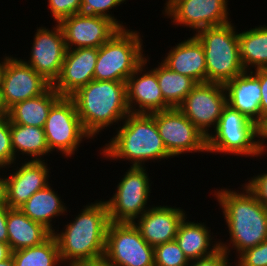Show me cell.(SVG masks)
I'll list each match as a JSON object with an SVG mask.
<instances>
[{
	"label": "cell",
	"mask_w": 267,
	"mask_h": 266,
	"mask_svg": "<svg viewBox=\"0 0 267 266\" xmlns=\"http://www.w3.org/2000/svg\"><path fill=\"white\" fill-rule=\"evenodd\" d=\"M168 153L208 152L206 136L178 109L170 108L151 113Z\"/></svg>",
	"instance_id": "obj_11"
},
{
	"label": "cell",
	"mask_w": 267,
	"mask_h": 266,
	"mask_svg": "<svg viewBox=\"0 0 267 266\" xmlns=\"http://www.w3.org/2000/svg\"><path fill=\"white\" fill-rule=\"evenodd\" d=\"M4 177H0V206H7L8 204V185L6 175Z\"/></svg>",
	"instance_id": "obj_41"
},
{
	"label": "cell",
	"mask_w": 267,
	"mask_h": 266,
	"mask_svg": "<svg viewBox=\"0 0 267 266\" xmlns=\"http://www.w3.org/2000/svg\"><path fill=\"white\" fill-rule=\"evenodd\" d=\"M165 5L163 14L176 25L192 28L194 33L232 22L228 18V0H167Z\"/></svg>",
	"instance_id": "obj_14"
},
{
	"label": "cell",
	"mask_w": 267,
	"mask_h": 266,
	"mask_svg": "<svg viewBox=\"0 0 267 266\" xmlns=\"http://www.w3.org/2000/svg\"><path fill=\"white\" fill-rule=\"evenodd\" d=\"M117 184L112 198L105 201L110 222L134 223L149 206L150 179L144 167L131 166ZM147 207V208H146Z\"/></svg>",
	"instance_id": "obj_8"
},
{
	"label": "cell",
	"mask_w": 267,
	"mask_h": 266,
	"mask_svg": "<svg viewBox=\"0 0 267 266\" xmlns=\"http://www.w3.org/2000/svg\"><path fill=\"white\" fill-rule=\"evenodd\" d=\"M148 61L149 58L145 56L144 62L126 81L127 105L130 113L151 114L172 108L162 96L157 74L152 69L146 72L145 66Z\"/></svg>",
	"instance_id": "obj_17"
},
{
	"label": "cell",
	"mask_w": 267,
	"mask_h": 266,
	"mask_svg": "<svg viewBox=\"0 0 267 266\" xmlns=\"http://www.w3.org/2000/svg\"><path fill=\"white\" fill-rule=\"evenodd\" d=\"M142 41L140 32L119 29L98 48L94 80L126 82L144 62Z\"/></svg>",
	"instance_id": "obj_6"
},
{
	"label": "cell",
	"mask_w": 267,
	"mask_h": 266,
	"mask_svg": "<svg viewBox=\"0 0 267 266\" xmlns=\"http://www.w3.org/2000/svg\"><path fill=\"white\" fill-rule=\"evenodd\" d=\"M43 129L50 152L56 150L65 157L75 154L83 138L92 139L84 130L70 97H61L52 106Z\"/></svg>",
	"instance_id": "obj_10"
},
{
	"label": "cell",
	"mask_w": 267,
	"mask_h": 266,
	"mask_svg": "<svg viewBox=\"0 0 267 266\" xmlns=\"http://www.w3.org/2000/svg\"><path fill=\"white\" fill-rule=\"evenodd\" d=\"M260 88H261V122L267 117V69H260Z\"/></svg>",
	"instance_id": "obj_38"
},
{
	"label": "cell",
	"mask_w": 267,
	"mask_h": 266,
	"mask_svg": "<svg viewBox=\"0 0 267 266\" xmlns=\"http://www.w3.org/2000/svg\"><path fill=\"white\" fill-rule=\"evenodd\" d=\"M98 48L67 49L60 76L52 85L62 96L70 97L81 87L94 80Z\"/></svg>",
	"instance_id": "obj_18"
},
{
	"label": "cell",
	"mask_w": 267,
	"mask_h": 266,
	"mask_svg": "<svg viewBox=\"0 0 267 266\" xmlns=\"http://www.w3.org/2000/svg\"><path fill=\"white\" fill-rule=\"evenodd\" d=\"M103 262L107 266H154V247L134 223L109 222Z\"/></svg>",
	"instance_id": "obj_9"
},
{
	"label": "cell",
	"mask_w": 267,
	"mask_h": 266,
	"mask_svg": "<svg viewBox=\"0 0 267 266\" xmlns=\"http://www.w3.org/2000/svg\"><path fill=\"white\" fill-rule=\"evenodd\" d=\"M242 187V192L227 188L214 192L230 234V244L226 243L227 246L219 242V245L228 255L233 248L239 255L267 240V207L257 200L245 184Z\"/></svg>",
	"instance_id": "obj_2"
},
{
	"label": "cell",
	"mask_w": 267,
	"mask_h": 266,
	"mask_svg": "<svg viewBox=\"0 0 267 266\" xmlns=\"http://www.w3.org/2000/svg\"><path fill=\"white\" fill-rule=\"evenodd\" d=\"M126 2V0H82L81 11L82 14L102 16L113 21L120 29H125L123 22L117 20L113 14L109 13L112 7H116Z\"/></svg>",
	"instance_id": "obj_32"
},
{
	"label": "cell",
	"mask_w": 267,
	"mask_h": 266,
	"mask_svg": "<svg viewBox=\"0 0 267 266\" xmlns=\"http://www.w3.org/2000/svg\"><path fill=\"white\" fill-rule=\"evenodd\" d=\"M237 257L236 266H267V240L255 247L246 249Z\"/></svg>",
	"instance_id": "obj_34"
},
{
	"label": "cell",
	"mask_w": 267,
	"mask_h": 266,
	"mask_svg": "<svg viewBox=\"0 0 267 266\" xmlns=\"http://www.w3.org/2000/svg\"><path fill=\"white\" fill-rule=\"evenodd\" d=\"M10 134L15 158L21 152L22 156H32L31 161H42L44 155L51 153L43 128L10 123Z\"/></svg>",
	"instance_id": "obj_27"
},
{
	"label": "cell",
	"mask_w": 267,
	"mask_h": 266,
	"mask_svg": "<svg viewBox=\"0 0 267 266\" xmlns=\"http://www.w3.org/2000/svg\"><path fill=\"white\" fill-rule=\"evenodd\" d=\"M0 70L2 98L8 111L15 104L45 93L52 84L30 65L8 55Z\"/></svg>",
	"instance_id": "obj_12"
},
{
	"label": "cell",
	"mask_w": 267,
	"mask_h": 266,
	"mask_svg": "<svg viewBox=\"0 0 267 266\" xmlns=\"http://www.w3.org/2000/svg\"><path fill=\"white\" fill-rule=\"evenodd\" d=\"M15 266H60L59 247L52 234L43 243L12 252Z\"/></svg>",
	"instance_id": "obj_30"
},
{
	"label": "cell",
	"mask_w": 267,
	"mask_h": 266,
	"mask_svg": "<svg viewBox=\"0 0 267 266\" xmlns=\"http://www.w3.org/2000/svg\"><path fill=\"white\" fill-rule=\"evenodd\" d=\"M157 74L158 84L164 100L177 108L197 84L192 78L170 70L162 62L152 68Z\"/></svg>",
	"instance_id": "obj_29"
},
{
	"label": "cell",
	"mask_w": 267,
	"mask_h": 266,
	"mask_svg": "<svg viewBox=\"0 0 267 266\" xmlns=\"http://www.w3.org/2000/svg\"><path fill=\"white\" fill-rule=\"evenodd\" d=\"M227 105L225 86L218 83H197L177 107L205 136L215 129Z\"/></svg>",
	"instance_id": "obj_13"
},
{
	"label": "cell",
	"mask_w": 267,
	"mask_h": 266,
	"mask_svg": "<svg viewBox=\"0 0 267 266\" xmlns=\"http://www.w3.org/2000/svg\"><path fill=\"white\" fill-rule=\"evenodd\" d=\"M52 189L48 184L44 189L35 192L19 209L31 220L41 223L53 233L55 229L52 227L51 219L65 215L67 207L58 193Z\"/></svg>",
	"instance_id": "obj_26"
},
{
	"label": "cell",
	"mask_w": 267,
	"mask_h": 266,
	"mask_svg": "<svg viewBox=\"0 0 267 266\" xmlns=\"http://www.w3.org/2000/svg\"><path fill=\"white\" fill-rule=\"evenodd\" d=\"M213 132L215 134L211 131L207 137L209 153L245 157L262 155L258 145V126L229 105L224 107Z\"/></svg>",
	"instance_id": "obj_7"
},
{
	"label": "cell",
	"mask_w": 267,
	"mask_h": 266,
	"mask_svg": "<svg viewBox=\"0 0 267 266\" xmlns=\"http://www.w3.org/2000/svg\"><path fill=\"white\" fill-rule=\"evenodd\" d=\"M61 97L51 86L45 93L12 106L7 117L10 123L43 128L50 109Z\"/></svg>",
	"instance_id": "obj_25"
},
{
	"label": "cell",
	"mask_w": 267,
	"mask_h": 266,
	"mask_svg": "<svg viewBox=\"0 0 267 266\" xmlns=\"http://www.w3.org/2000/svg\"><path fill=\"white\" fill-rule=\"evenodd\" d=\"M7 206H0V242L7 243Z\"/></svg>",
	"instance_id": "obj_39"
},
{
	"label": "cell",
	"mask_w": 267,
	"mask_h": 266,
	"mask_svg": "<svg viewBox=\"0 0 267 266\" xmlns=\"http://www.w3.org/2000/svg\"><path fill=\"white\" fill-rule=\"evenodd\" d=\"M235 28L229 22L194 34L204 49L207 82L225 85L245 71L240 60L238 32Z\"/></svg>",
	"instance_id": "obj_5"
},
{
	"label": "cell",
	"mask_w": 267,
	"mask_h": 266,
	"mask_svg": "<svg viewBox=\"0 0 267 266\" xmlns=\"http://www.w3.org/2000/svg\"><path fill=\"white\" fill-rule=\"evenodd\" d=\"M68 266H107L103 261L98 263L71 264Z\"/></svg>",
	"instance_id": "obj_44"
},
{
	"label": "cell",
	"mask_w": 267,
	"mask_h": 266,
	"mask_svg": "<svg viewBox=\"0 0 267 266\" xmlns=\"http://www.w3.org/2000/svg\"><path fill=\"white\" fill-rule=\"evenodd\" d=\"M82 0H48L49 9L56 23L62 19L80 13Z\"/></svg>",
	"instance_id": "obj_35"
},
{
	"label": "cell",
	"mask_w": 267,
	"mask_h": 266,
	"mask_svg": "<svg viewBox=\"0 0 267 266\" xmlns=\"http://www.w3.org/2000/svg\"><path fill=\"white\" fill-rule=\"evenodd\" d=\"M245 185L257 200L267 207V173L253 176Z\"/></svg>",
	"instance_id": "obj_36"
},
{
	"label": "cell",
	"mask_w": 267,
	"mask_h": 266,
	"mask_svg": "<svg viewBox=\"0 0 267 266\" xmlns=\"http://www.w3.org/2000/svg\"><path fill=\"white\" fill-rule=\"evenodd\" d=\"M84 130L94 139L105 127L122 122L130 113L126 82L92 80L70 96Z\"/></svg>",
	"instance_id": "obj_4"
},
{
	"label": "cell",
	"mask_w": 267,
	"mask_h": 266,
	"mask_svg": "<svg viewBox=\"0 0 267 266\" xmlns=\"http://www.w3.org/2000/svg\"><path fill=\"white\" fill-rule=\"evenodd\" d=\"M54 26L53 30L46 27L37 29L29 60H22L52 85L60 76L67 52L62 28L58 23Z\"/></svg>",
	"instance_id": "obj_15"
},
{
	"label": "cell",
	"mask_w": 267,
	"mask_h": 266,
	"mask_svg": "<svg viewBox=\"0 0 267 266\" xmlns=\"http://www.w3.org/2000/svg\"><path fill=\"white\" fill-rule=\"evenodd\" d=\"M189 260L175 240L154 247V266H188Z\"/></svg>",
	"instance_id": "obj_31"
},
{
	"label": "cell",
	"mask_w": 267,
	"mask_h": 266,
	"mask_svg": "<svg viewBox=\"0 0 267 266\" xmlns=\"http://www.w3.org/2000/svg\"><path fill=\"white\" fill-rule=\"evenodd\" d=\"M1 63H0V70H1V67H2V64H3V61H0Z\"/></svg>",
	"instance_id": "obj_46"
},
{
	"label": "cell",
	"mask_w": 267,
	"mask_h": 266,
	"mask_svg": "<svg viewBox=\"0 0 267 266\" xmlns=\"http://www.w3.org/2000/svg\"><path fill=\"white\" fill-rule=\"evenodd\" d=\"M12 251L8 243L0 242V262L11 257Z\"/></svg>",
	"instance_id": "obj_42"
},
{
	"label": "cell",
	"mask_w": 267,
	"mask_h": 266,
	"mask_svg": "<svg viewBox=\"0 0 267 266\" xmlns=\"http://www.w3.org/2000/svg\"><path fill=\"white\" fill-rule=\"evenodd\" d=\"M228 258V254L219 249L211 256L189 261L188 266H231L232 264L228 262Z\"/></svg>",
	"instance_id": "obj_37"
},
{
	"label": "cell",
	"mask_w": 267,
	"mask_h": 266,
	"mask_svg": "<svg viewBox=\"0 0 267 266\" xmlns=\"http://www.w3.org/2000/svg\"><path fill=\"white\" fill-rule=\"evenodd\" d=\"M0 266H15L12 256L7 260L1 261Z\"/></svg>",
	"instance_id": "obj_45"
},
{
	"label": "cell",
	"mask_w": 267,
	"mask_h": 266,
	"mask_svg": "<svg viewBox=\"0 0 267 266\" xmlns=\"http://www.w3.org/2000/svg\"><path fill=\"white\" fill-rule=\"evenodd\" d=\"M11 145L10 120L7 116L0 118V170L12 167L16 163Z\"/></svg>",
	"instance_id": "obj_33"
},
{
	"label": "cell",
	"mask_w": 267,
	"mask_h": 266,
	"mask_svg": "<svg viewBox=\"0 0 267 266\" xmlns=\"http://www.w3.org/2000/svg\"><path fill=\"white\" fill-rule=\"evenodd\" d=\"M183 210L174 206L152 205L138 220H135L134 225L140 231L142 238L155 247L175 240L180 223L187 217Z\"/></svg>",
	"instance_id": "obj_19"
},
{
	"label": "cell",
	"mask_w": 267,
	"mask_h": 266,
	"mask_svg": "<svg viewBox=\"0 0 267 266\" xmlns=\"http://www.w3.org/2000/svg\"><path fill=\"white\" fill-rule=\"evenodd\" d=\"M44 161H25L6 177L9 208L19 209L35 192L49 184L50 169Z\"/></svg>",
	"instance_id": "obj_21"
},
{
	"label": "cell",
	"mask_w": 267,
	"mask_h": 266,
	"mask_svg": "<svg viewBox=\"0 0 267 266\" xmlns=\"http://www.w3.org/2000/svg\"><path fill=\"white\" fill-rule=\"evenodd\" d=\"M7 232L11 251L37 246L53 233L41 223L31 220L20 209L7 206Z\"/></svg>",
	"instance_id": "obj_23"
},
{
	"label": "cell",
	"mask_w": 267,
	"mask_h": 266,
	"mask_svg": "<svg viewBox=\"0 0 267 266\" xmlns=\"http://www.w3.org/2000/svg\"><path fill=\"white\" fill-rule=\"evenodd\" d=\"M186 219L180 223L175 241L189 261L211 256L220 249L219 241L213 244L211 230L204 222H189Z\"/></svg>",
	"instance_id": "obj_24"
},
{
	"label": "cell",
	"mask_w": 267,
	"mask_h": 266,
	"mask_svg": "<svg viewBox=\"0 0 267 266\" xmlns=\"http://www.w3.org/2000/svg\"><path fill=\"white\" fill-rule=\"evenodd\" d=\"M84 206L60 232H53L62 264L102 262L105 254L109 213L105 201ZM69 262V263H68Z\"/></svg>",
	"instance_id": "obj_1"
},
{
	"label": "cell",
	"mask_w": 267,
	"mask_h": 266,
	"mask_svg": "<svg viewBox=\"0 0 267 266\" xmlns=\"http://www.w3.org/2000/svg\"><path fill=\"white\" fill-rule=\"evenodd\" d=\"M240 60L245 71L267 69V26L238 33Z\"/></svg>",
	"instance_id": "obj_28"
},
{
	"label": "cell",
	"mask_w": 267,
	"mask_h": 266,
	"mask_svg": "<svg viewBox=\"0 0 267 266\" xmlns=\"http://www.w3.org/2000/svg\"><path fill=\"white\" fill-rule=\"evenodd\" d=\"M258 145L259 149L262 155H264L267 152V146L264 145L263 141L267 140V117H265L262 122L258 125ZM262 138V139H261ZM261 139V140H260ZM266 151V152H265Z\"/></svg>",
	"instance_id": "obj_40"
},
{
	"label": "cell",
	"mask_w": 267,
	"mask_h": 266,
	"mask_svg": "<svg viewBox=\"0 0 267 266\" xmlns=\"http://www.w3.org/2000/svg\"><path fill=\"white\" fill-rule=\"evenodd\" d=\"M8 111L6 110L3 98H2V89H1V85H0V115L3 116H7Z\"/></svg>",
	"instance_id": "obj_43"
},
{
	"label": "cell",
	"mask_w": 267,
	"mask_h": 266,
	"mask_svg": "<svg viewBox=\"0 0 267 266\" xmlns=\"http://www.w3.org/2000/svg\"><path fill=\"white\" fill-rule=\"evenodd\" d=\"M58 24L62 28L67 49L99 48L120 29L106 17L82 13L66 17Z\"/></svg>",
	"instance_id": "obj_16"
},
{
	"label": "cell",
	"mask_w": 267,
	"mask_h": 266,
	"mask_svg": "<svg viewBox=\"0 0 267 266\" xmlns=\"http://www.w3.org/2000/svg\"><path fill=\"white\" fill-rule=\"evenodd\" d=\"M224 86L227 105L258 126L261 123L260 69L244 71Z\"/></svg>",
	"instance_id": "obj_20"
},
{
	"label": "cell",
	"mask_w": 267,
	"mask_h": 266,
	"mask_svg": "<svg viewBox=\"0 0 267 266\" xmlns=\"http://www.w3.org/2000/svg\"><path fill=\"white\" fill-rule=\"evenodd\" d=\"M117 128L116 135L101 148L105 159L131 161V166L144 167L148 160L172 156L165 148L152 114L129 113ZM119 129V130H118Z\"/></svg>",
	"instance_id": "obj_3"
},
{
	"label": "cell",
	"mask_w": 267,
	"mask_h": 266,
	"mask_svg": "<svg viewBox=\"0 0 267 266\" xmlns=\"http://www.w3.org/2000/svg\"><path fill=\"white\" fill-rule=\"evenodd\" d=\"M165 56L161 62L170 70L188 76L196 83L207 82L204 49L195 36L178 43Z\"/></svg>",
	"instance_id": "obj_22"
}]
</instances>
